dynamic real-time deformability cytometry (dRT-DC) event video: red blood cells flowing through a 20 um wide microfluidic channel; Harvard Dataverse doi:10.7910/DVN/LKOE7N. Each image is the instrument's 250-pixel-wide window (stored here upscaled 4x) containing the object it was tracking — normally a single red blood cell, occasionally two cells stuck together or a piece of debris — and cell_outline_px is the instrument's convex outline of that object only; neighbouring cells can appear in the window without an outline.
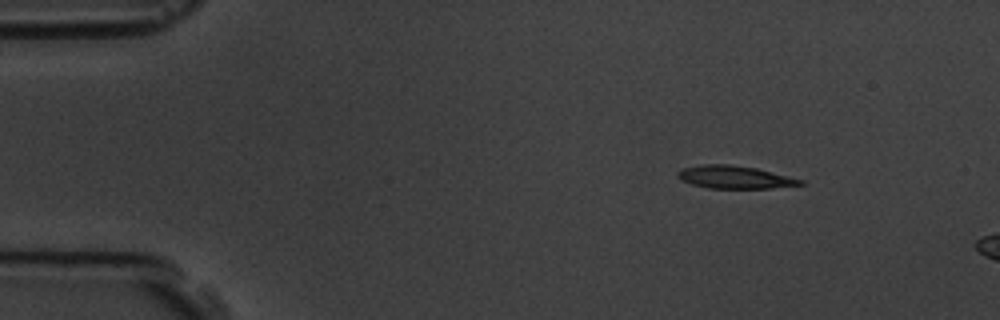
{"species": "common noctule bat (a hibernating species)", "species_latin": "Nyctalus noctula", "temperature_condition": "room temperature", "stored_images_in_passage": 3, "camera_frame_rate_fps": 3000, "um_per_image_px": 0.085, "animal": {"sex": "male", "body_mass_g": 19.5, "forearm_length_mm": 54.6}, "frame": {"image": 1, "passage_image": 1, "time_ms": 0.0, "image_size_px": [1000, 320], "cell_outline_px": [[804, 184], [772, 188], [708, 188], [692, 184], [680, 180], [676, 176], [676, 172], [680, 168], [704, 164], [732, 164], [756, 168], [804, 180]], "centroid_in_image_um": [62.39, 15.05], "position_along_channel_um": 22.6, "area_um2": 16.36}}